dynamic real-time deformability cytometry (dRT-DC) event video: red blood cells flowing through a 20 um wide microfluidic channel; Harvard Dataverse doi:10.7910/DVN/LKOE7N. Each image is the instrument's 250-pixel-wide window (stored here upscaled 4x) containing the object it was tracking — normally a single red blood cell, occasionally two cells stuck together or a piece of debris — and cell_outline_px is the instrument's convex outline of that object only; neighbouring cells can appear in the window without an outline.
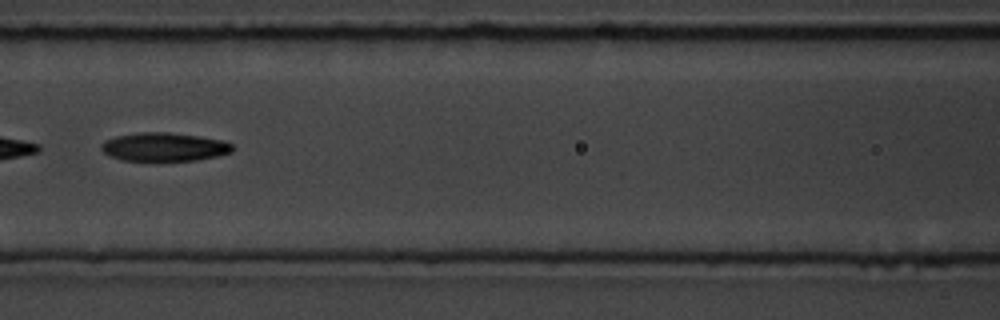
{"species": "common noctule bat (a hibernating species)", "species_latin": "Nyctalus noctula", "temperature_condition": "room temperature", "stored_images_in_passage": 9, "camera_frame_rate_fps": 3000, "um_per_image_px": 0.085, "animal": {"sex": "male", "body_mass_g": 19.5, "forearm_length_mm": 54.6}, "frame": {"image": 1, "passage_image": 6, "time_ms": 6.667, "image_size_px": [1000, 320], "cell_outline_px": [[232, 152], [216, 156], [196, 160], [120, 160], [104, 152], [100, 148], [100, 144], [104, 140], [116, 136], [140, 132], [168, 132], [200, 136], [224, 140], [232, 144]], "centroid_in_image_um": [13.95, 12.47], "position_along_channel_um": 152.7, "area_um2": 21.73}}
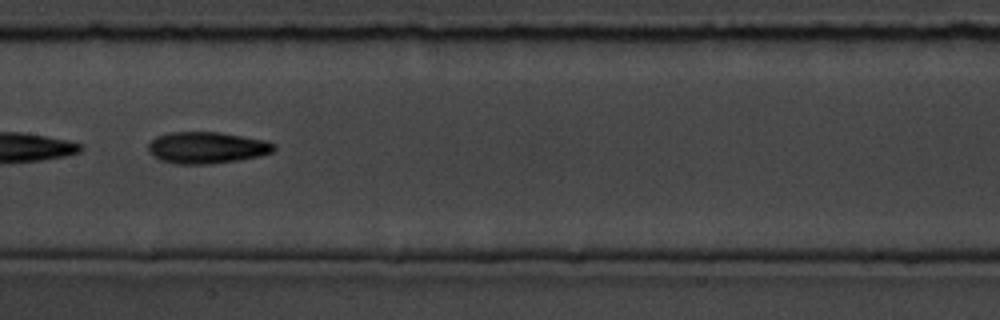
{"frame": {"image": 2, "passage_image": 7, "time_ms": 7.667, "image_size_px": [1000, 320], "cell_outline_px": [[276, 148], [272, 152], [260, 156], [236, 160], [208, 164], [176, 164], [160, 160], [152, 156], [148, 152], [148, 144], [156, 136], [168, 132], [220, 132], [268, 140], [276, 144]], "centroid_in_image_um": [17.58, 12.54], "position_along_channel_um": 189.8, "area_um2": 23.41}}